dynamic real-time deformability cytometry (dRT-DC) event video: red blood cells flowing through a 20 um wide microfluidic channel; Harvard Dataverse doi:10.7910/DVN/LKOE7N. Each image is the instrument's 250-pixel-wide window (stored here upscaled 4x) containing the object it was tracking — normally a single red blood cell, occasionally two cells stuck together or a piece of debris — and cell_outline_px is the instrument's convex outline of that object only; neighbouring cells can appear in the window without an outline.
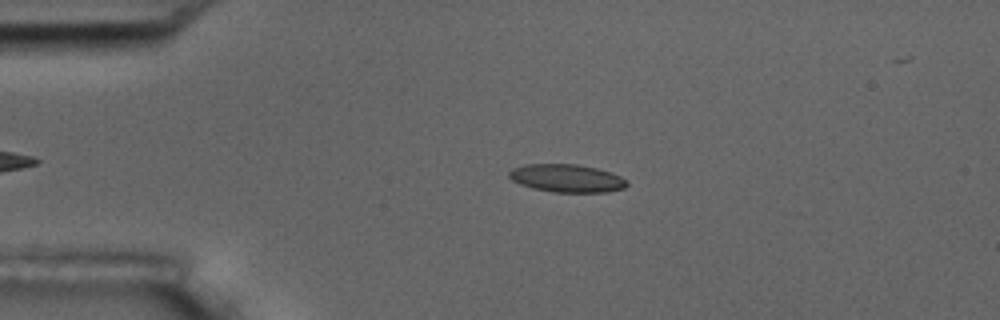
{"species": "common noctule bat (a hibernating species)", "species_latin": "Nyctalus noctula", "temperature_condition": "room temperature", "stored_images_in_passage": 48, "camera_frame_rate_fps": 3000, "um_per_image_px": 0.085, "animal": {"sex": "male", "body_mass_g": 17.5, "forearm_length_mm": 52.3}, "frame": {"image": 1, "passage_image": 12, "time_ms": 3.667, "image_size_px": [1000, 320], "cell_outline_px": [[628, 184], [624, 188], [608, 192], [556, 192], [532, 188], [520, 184], [512, 180], [508, 176], [508, 172], [512, 168], [524, 164], [576, 164], [596, 168], [612, 172], [628, 180]], "centroid_in_image_um": [48.18, 15.14], "position_along_channel_um": 36.8, "area_um2": 19.31}}
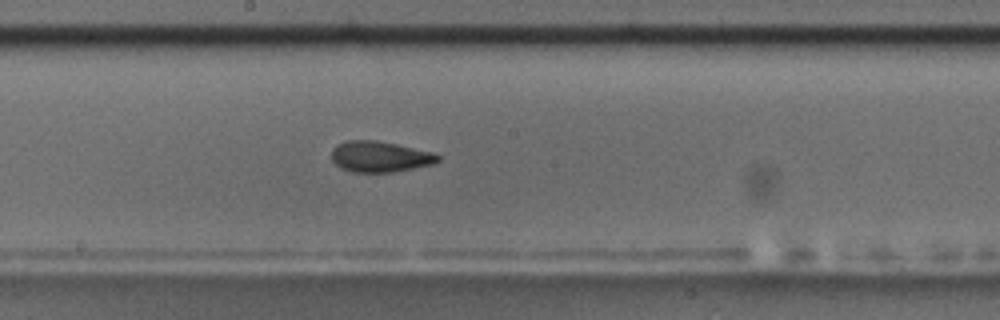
{"frame": {"image": 2, "passage_image": 30, "time_ms": 9.667, "image_size_px": [1000, 320], "cell_outline_px": [[440, 160], [436, 164], [392, 172], [352, 172], [340, 168], [332, 160], [332, 148], [336, 144], [348, 140], [376, 140], [396, 144], [432, 152], [440, 156]], "centroid_in_image_um": [32.29, 13.32], "position_along_channel_um": 215.9, "area_um2": 19.25}}
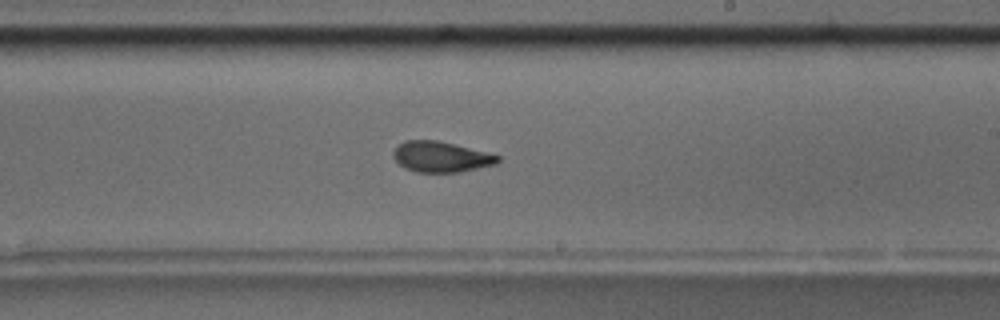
{"frame": {"image": 3, "passage_image": 33, "time_ms": 10.667, "image_size_px": [1000, 320], "cell_outline_px": [[500, 160], [496, 164], [460, 172], [416, 172], [404, 168], [392, 156], [392, 152], [404, 140], [436, 140], [488, 152], [500, 156]], "centroid_in_image_um": [37.48, 13.33], "position_along_channel_um": 251.5, "area_um2": 18.61}, "authors_computed_cell_mechanics": {"area_um2": 18.8139, "velocity_mm_per_s": 3.5676, "shape_relaxation_time_tau1_ms": null, "shape_relaxation_time_tau2_ms": 2.1109, "deformation_change_tau1": null, "deformation_change_tau2": 0.0885}}